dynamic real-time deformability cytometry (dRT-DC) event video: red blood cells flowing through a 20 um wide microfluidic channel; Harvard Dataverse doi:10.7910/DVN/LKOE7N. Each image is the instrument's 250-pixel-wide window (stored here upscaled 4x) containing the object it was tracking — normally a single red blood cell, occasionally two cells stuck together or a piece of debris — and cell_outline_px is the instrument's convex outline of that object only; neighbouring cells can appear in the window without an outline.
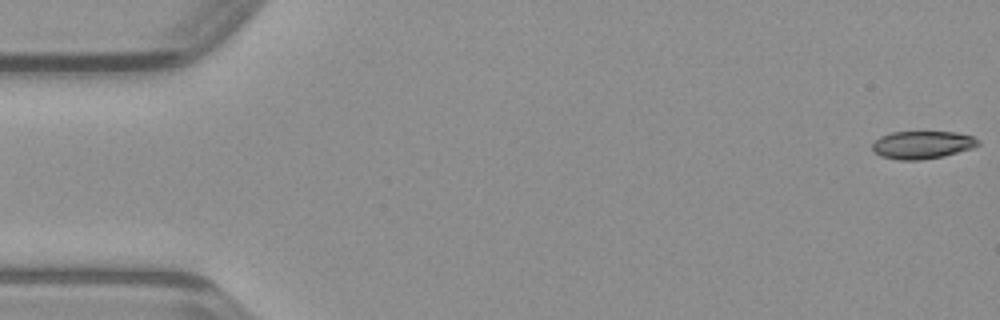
{"species": "common noctule bat (a hibernating species)", "species_latin": "Nyctalus noctula", "temperature_condition": "warm", "stored_images_in_passage": 48, "camera_frame_rate_fps": 3000, "um_per_image_px": 0.085, "animal": {"sex": "male", "body_mass_g": 23.1, "forearm_length_mm": 52.7}, "frame": {"image": 1, "passage_image": 1, "time_ms": 0.0, "image_size_px": [1000, 320], "cell_outline_px": [[980, 144], [972, 148], [944, 156], [920, 160], [900, 160], [880, 156], [872, 152], [872, 144], [880, 136], [892, 132], [956, 132], [972, 136], [980, 140]], "centroid_in_image_um": [78.38, 12.31], "position_along_channel_um": 6.6, "area_um2": 17.22}}
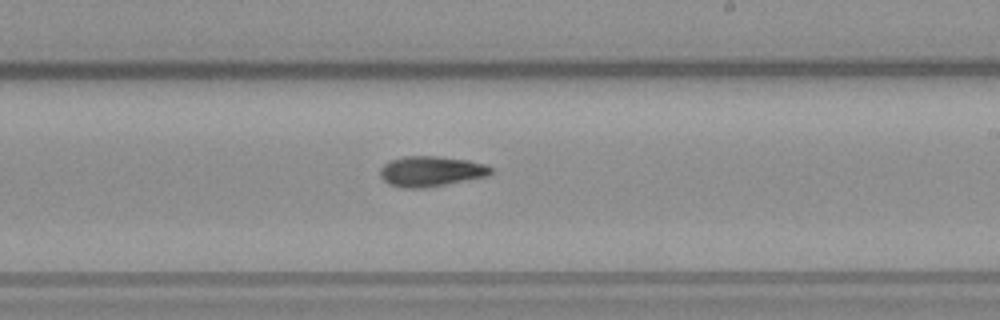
{"frame": {"image": 2, "passage_image": 28, "time_ms": 9.0, "image_size_px": [1000, 320], "cell_outline_px": [[492, 172], [488, 176], [428, 188], [400, 188], [388, 184], [380, 176], [380, 168], [388, 160], [404, 156], [440, 156], [468, 160], [484, 164], [492, 168]], "centroid_in_image_um": [36.6, 14.57], "position_along_channel_um": 252.4, "area_um2": 19.88}}
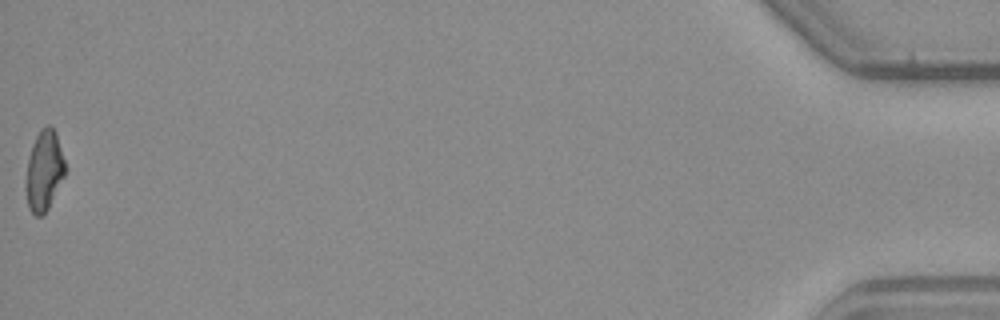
{"frame": {"image": 3, "passage_image": 48, "time_ms": 15.667, "image_size_px": [1000, 320], "cell_outline_px": [[64, 176], [48, 208], [40, 216], [36, 216], [28, 208], [24, 188], [24, 184], [28, 156], [32, 144], [40, 128], [48, 124], [56, 132], [64, 160]], "centroid_in_image_um": [3.7, 14.5], "position_along_channel_um": 431.5, "area_um2": 18.44}}